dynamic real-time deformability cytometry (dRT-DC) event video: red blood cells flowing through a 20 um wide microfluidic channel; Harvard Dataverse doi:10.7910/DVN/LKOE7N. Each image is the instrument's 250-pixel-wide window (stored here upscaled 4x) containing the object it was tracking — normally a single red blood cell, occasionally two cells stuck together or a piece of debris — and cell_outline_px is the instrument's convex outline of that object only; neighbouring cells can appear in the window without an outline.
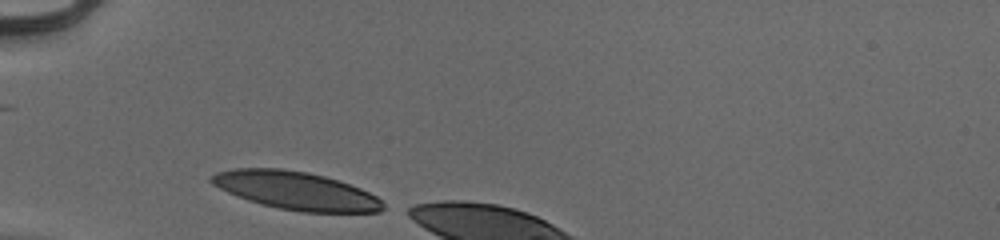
{"species": "human", "species_latin": "Homo sapiens", "temperature_condition": "cold", "stored_images_in_passage": 4, "camera_frame_rate_fps": 3000, "um_per_image_px": 0.085, "donor": {"sex": "male"}, "frame": {"image": 1, "passage_image": 1, "time_ms": 0.0, "image_size_px": [1000, 240], "cell_outline_px": [[384, 208], [380, 212], [304, 212], [280, 208], [260, 204], [236, 196], [212, 184], [208, 180], [208, 176], [216, 172], [232, 168], [280, 168], [308, 172], [324, 176], [360, 188], [376, 196], [384, 204]], "centroid_in_image_um": [25.1, 16.19], "position_along_channel_um": 59.9, "area_um2": 37.97}}